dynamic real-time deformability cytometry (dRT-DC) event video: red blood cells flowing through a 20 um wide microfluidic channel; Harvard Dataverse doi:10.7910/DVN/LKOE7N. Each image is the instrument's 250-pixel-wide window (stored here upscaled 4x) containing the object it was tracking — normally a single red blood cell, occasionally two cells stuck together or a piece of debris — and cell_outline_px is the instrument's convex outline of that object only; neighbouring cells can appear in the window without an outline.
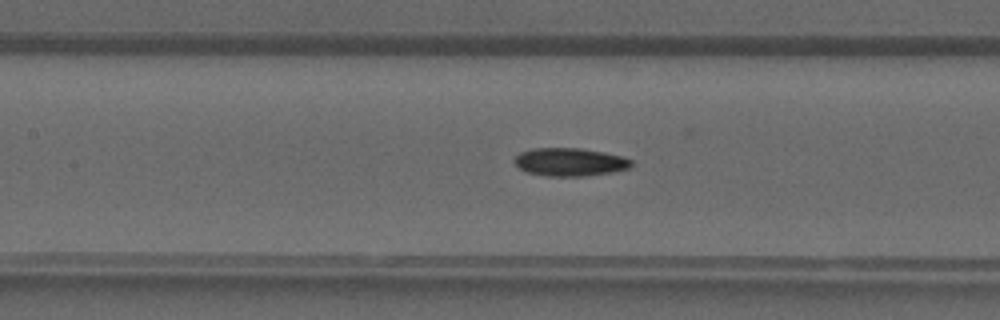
{"species": "common noctule bat (a hibernating species)", "species_latin": "Nyctalus noctula", "temperature_condition": "warm", "stored_images_in_passage": 22, "camera_frame_rate_fps": 3000, "um_per_image_px": 0.085, "animal": {"sex": "male", "forearm_length_mm": 52.5}, "frame": {"image": 1, "passage_image": 8, "time_ms": 2.333, "image_size_px": [1000, 320], "cell_outline_px": [[632, 168], [612, 172], [584, 176], [548, 176], [528, 172], [520, 168], [512, 160], [520, 152], [532, 148], [580, 148], [604, 152], [620, 156], [632, 160]], "centroid_in_image_um": [48.45, 13.77], "position_along_channel_um": 159.0, "area_um2": 19.13}}
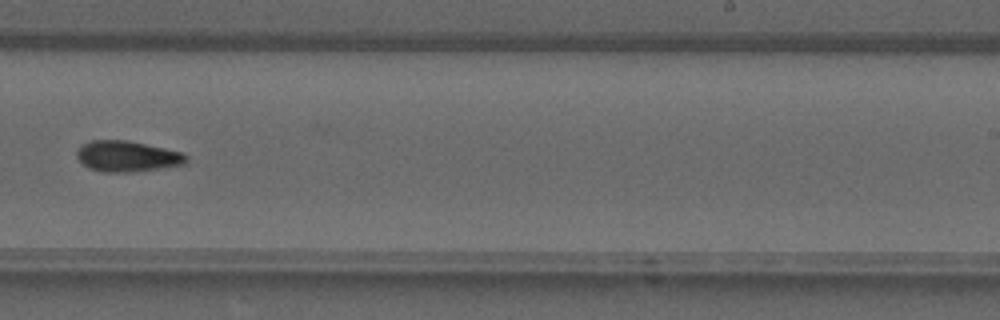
{"frame": {"image": 2, "passage_image": 15, "time_ms": 4.667, "image_size_px": [1000, 320], "cell_outline_px": [[188, 160], [184, 164], [160, 168], [128, 172], [104, 172], [88, 168], [76, 156], [76, 148], [92, 140], [124, 140], [164, 148], [180, 152], [188, 156]], "centroid_in_image_um": [10.78, 13.28], "position_along_channel_um": 278.2, "area_um2": 19.42}}
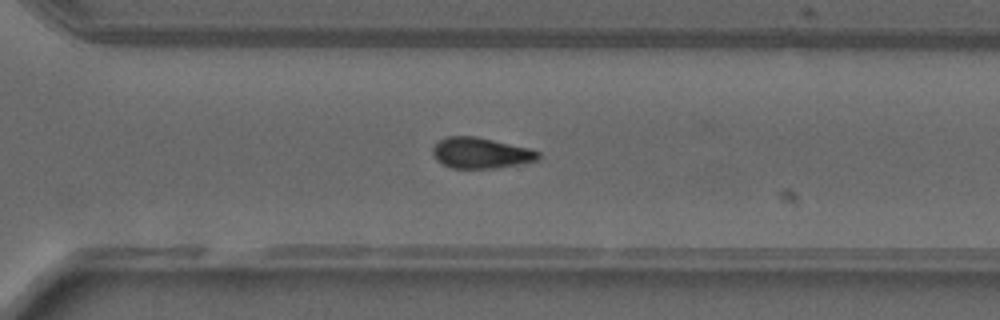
{"frame": {"image": 3, "passage_image": 18, "time_ms": 5.667, "image_size_px": [1000, 320], "cell_outline_px": [[540, 160], [524, 164], [496, 168], [452, 168], [436, 160], [432, 152], [432, 148], [440, 140], [448, 136], [476, 136], [528, 148], [540, 152]], "centroid_in_image_um": [40.9, 13.01], "position_along_channel_um": 329.7, "area_um2": 19.02}}